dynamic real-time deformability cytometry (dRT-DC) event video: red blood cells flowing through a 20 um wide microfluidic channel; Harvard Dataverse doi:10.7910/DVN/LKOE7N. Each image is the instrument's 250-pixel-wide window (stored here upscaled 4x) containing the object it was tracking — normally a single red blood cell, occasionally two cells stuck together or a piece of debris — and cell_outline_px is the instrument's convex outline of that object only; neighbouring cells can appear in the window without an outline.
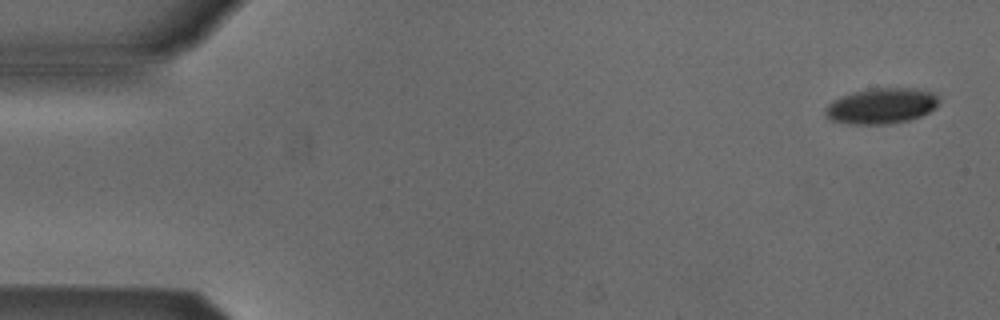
{"species": "Egyptian fruit bat (a non-hibernating species)", "species_latin": "Rousettus aegyptiacus", "temperature_condition": "cold", "stored_images_in_passage": 7, "camera_frame_rate_fps": 3000, "um_per_image_px": 0.085, "animal": {"sex": "male"}, "frame": {"image": 1, "passage_image": 1, "time_ms": 0.0, "image_size_px": [1000, 320], "cell_outline_px": [[940, 104], [936, 108], [920, 116], [908, 120], [888, 124], [852, 124], [832, 120], [824, 112], [828, 104], [832, 100], [840, 96], [852, 92], [876, 88], [916, 88], [932, 92], [940, 96]], "centroid_in_image_um": [74.97, 8.99], "position_along_channel_um": 10.0, "area_um2": 23.7}}
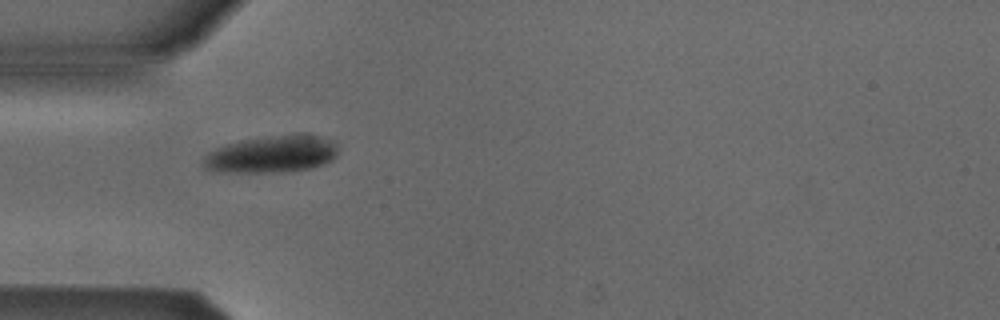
{"frame": {"image": 2, "passage_image": 5, "time_ms": 1.333, "image_size_px": [1000, 320], "cell_outline_px": [[336, 156], [332, 160], [324, 164], [308, 168], [272, 172], [236, 172], [204, 168], [204, 156], [208, 152], [224, 144], [244, 140], [272, 136], [320, 136], [336, 140]], "centroid_in_image_um": [23.11, 13.11], "position_along_channel_um": 61.9, "area_um2": 28.26}}
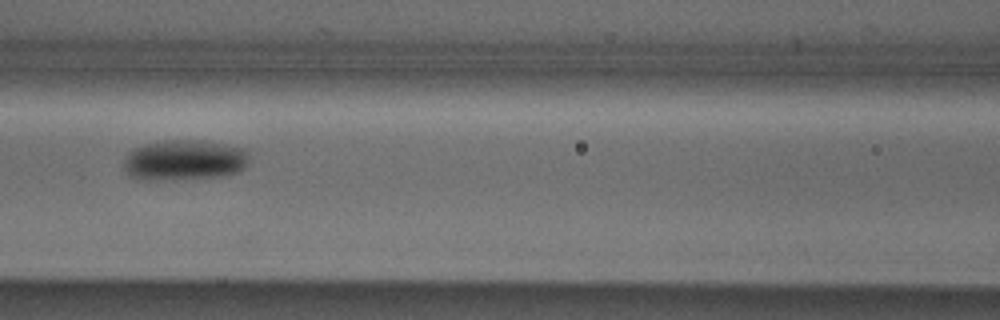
{"frame": {"image": 3, "passage_image": 7, "time_ms": 2.0, "image_size_px": [1000, 320], "cell_outline_px": [[248, 164], [240, 172], [224, 176], [172, 180], [140, 180], [128, 176], [124, 168], [124, 156], [128, 152], [144, 144], [164, 140], [200, 140], [244, 148], [248, 152]], "centroid_in_image_um": [15.65, 13.63], "position_along_channel_um": 150.9, "area_um2": 30.11}}